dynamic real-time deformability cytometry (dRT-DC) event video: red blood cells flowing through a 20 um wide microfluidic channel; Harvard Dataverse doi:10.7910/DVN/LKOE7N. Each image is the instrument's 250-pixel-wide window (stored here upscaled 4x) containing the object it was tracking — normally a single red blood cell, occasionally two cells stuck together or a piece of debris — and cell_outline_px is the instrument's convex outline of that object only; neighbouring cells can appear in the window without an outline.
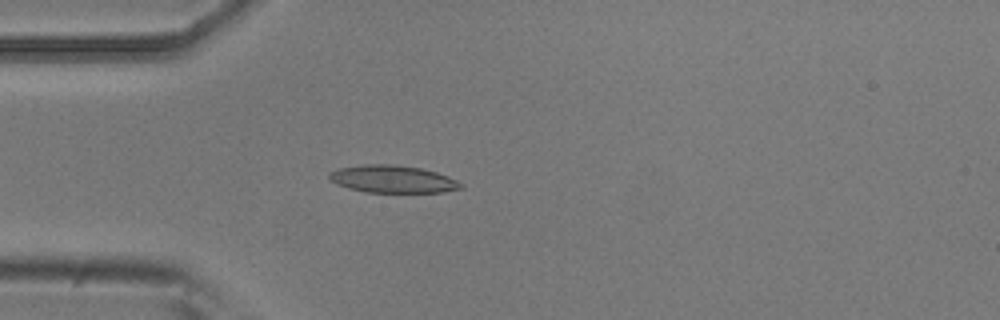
{"species": "common noctule bat (a hibernating species)", "species_latin": "Nyctalus noctula", "temperature_condition": "room temperature", "stored_images_in_passage": 3, "camera_frame_rate_fps": 3000, "um_per_image_px": 0.085, "animal": {"sex": "male", "body_mass_g": 20.5, "forearm_length_mm": 52.5}, "frame": {"image": 1, "passage_image": 3, "time_ms": 0.667, "image_size_px": [1000, 320], "cell_outline_px": [[464, 188], [444, 192], [364, 192], [348, 188], [336, 184], [328, 176], [328, 172], [336, 168], [360, 164], [392, 164], [420, 168], [436, 172], [448, 176], [464, 184]], "centroid_in_image_um": [33.36, 15.22], "position_along_channel_um": 51.6, "area_um2": 21.27}}